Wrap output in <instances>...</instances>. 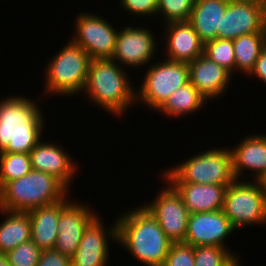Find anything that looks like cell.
<instances>
[{
	"label": "cell",
	"instance_id": "277c9868",
	"mask_svg": "<svg viewBox=\"0 0 266 266\" xmlns=\"http://www.w3.org/2000/svg\"><path fill=\"white\" fill-rule=\"evenodd\" d=\"M71 191L55 176L31 170L0 189V209L28 212L63 200Z\"/></svg>",
	"mask_w": 266,
	"mask_h": 266
},
{
	"label": "cell",
	"instance_id": "e575fe53",
	"mask_svg": "<svg viewBox=\"0 0 266 266\" xmlns=\"http://www.w3.org/2000/svg\"><path fill=\"white\" fill-rule=\"evenodd\" d=\"M0 266H10L6 253H0Z\"/></svg>",
	"mask_w": 266,
	"mask_h": 266
},
{
	"label": "cell",
	"instance_id": "484cf974",
	"mask_svg": "<svg viewBox=\"0 0 266 266\" xmlns=\"http://www.w3.org/2000/svg\"><path fill=\"white\" fill-rule=\"evenodd\" d=\"M32 170L30 154L0 153V189L8 182L21 178Z\"/></svg>",
	"mask_w": 266,
	"mask_h": 266
},
{
	"label": "cell",
	"instance_id": "cb8c5ba5",
	"mask_svg": "<svg viewBox=\"0 0 266 266\" xmlns=\"http://www.w3.org/2000/svg\"><path fill=\"white\" fill-rule=\"evenodd\" d=\"M207 100L199 93V91L190 83H186L172 93L166 102L156 111L161 112L166 118H181L195 114L202 108H205ZM205 106V107H204Z\"/></svg>",
	"mask_w": 266,
	"mask_h": 266
},
{
	"label": "cell",
	"instance_id": "44dd1931",
	"mask_svg": "<svg viewBox=\"0 0 266 266\" xmlns=\"http://www.w3.org/2000/svg\"><path fill=\"white\" fill-rule=\"evenodd\" d=\"M70 194L59 202L28 211L31 223V240L41 250L54 248L58 236L60 210L70 199Z\"/></svg>",
	"mask_w": 266,
	"mask_h": 266
},
{
	"label": "cell",
	"instance_id": "ffe728a7",
	"mask_svg": "<svg viewBox=\"0 0 266 266\" xmlns=\"http://www.w3.org/2000/svg\"><path fill=\"white\" fill-rule=\"evenodd\" d=\"M170 184L179 193L190 214L223 210L227 185L197 183Z\"/></svg>",
	"mask_w": 266,
	"mask_h": 266
},
{
	"label": "cell",
	"instance_id": "e0dca14e",
	"mask_svg": "<svg viewBox=\"0 0 266 266\" xmlns=\"http://www.w3.org/2000/svg\"><path fill=\"white\" fill-rule=\"evenodd\" d=\"M164 28L165 34L161 33L160 39L166 45L165 59L190 63L204 54V43L189 21L170 22Z\"/></svg>",
	"mask_w": 266,
	"mask_h": 266
},
{
	"label": "cell",
	"instance_id": "8d00e7d4",
	"mask_svg": "<svg viewBox=\"0 0 266 266\" xmlns=\"http://www.w3.org/2000/svg\"><path fill=\"white\" fill-rule=\"evenodd\" d=\"M260 182L262 183V187L266 196V176Z\"/></svg>",
	"mask_w": 266,
	"mask_h": 266
},
{
	"label": "cell",
	"instance_id": "7c38bea8",
	"mask_svg": "<svg viewBox=\"0 0 266 266\" xmlns=\"http://www.w3.org/2000/svg\"><path fill=\"white\" fill-rule=\"evenodd\" d=\"M266 32V0H229L217 38L234 40Z\"/></svg>",
	"mask_w": 266,
	"mask_h": 266
},
{
	"label": "cell",
	"instance_id": "4fadbf2b",
	"mask_svg": "<svg viewBox=\"0 0 266 266\" xmlns=\"http://www.w3.org/2000/svg\"><path fill=\"white\" fill-rule=\"evenodd\" d=\"M100 215L85 229L79 246L71 257V266H109V244L117 243V221L105 226Z\"/></svg>",
	"mask_w": 266,
	"mask_h": 266
},
{
	"label": "cell",
	"instance_id": "52a82bcc",
	"mask_svg": "<svg viewBox=\"0 0 266 266\" xmlns=\"http://www.w3.org/2000/svg\"><path fill=\"white\" fill-rule=\"evenodd\" d=\"M146 69L143 81L136 89V103H141L154 112L172 93L189 82L188 63L161 59L150 63Z\"/></svg>",
	"mask_w": 266,
	"mask_h": 266
},
{
	"label": "cell",
	"instance_id": "ac0fdd59",
	"mask_svg": "<svg viewBox=\"0 0 266 266\" xmlns=\"http://www.w3.org/2000/svg\"><path fill=\"white\" fill-rule=\"evenodd\" d=\"M189 82L207 101H215L225 96L229 84H232V74L224 67L211 61L202 54L188 63ZM222 95V96H221Z\"/></svg>",
	"mask_w": 266,
	"mask_h": 266
},
{
	"label": "cell",
	"instance_id": "d6a6232c",
	"mask_svg": "<svg viewBox=\"0 0 266 266\" xmlns=\"http://www.w3.org/2000/svg\"><path fill=\"white\" fill-rule=\"evenodd\" d=\"M37 266H71V258L54 249L42 250Z\"/></svg>",
	"mask_w": 266,
	"mask_h": 266
},
{
	"label": "cell",
	"instance_id": "6da1fadb",
	"mask_svg": "<svg viewBox=\"0 0 266 266\" xmlns=\"http://www.w3.org/2000/svg\"><path fill=\"white\" fill-rule=\"evenodd\" d=\"M140 205L116 216L117 243L142 266H163L173 242L152 214Z\"/></svg>",
	"mask_w": 266,
	"mask_h": 266
},
{
	"label": "cell",
	"instance_id": "30bf717a",
	"mask_svg": "<svg viewBox=\"0 0 266 266\" xmlns=\"http://www.w3.org/2000/svg\"><path fill=\"white\" fill-rule=\"evenodd\" d=\"M133 25L127 24L119 30L111 59L126 69H144L151 60L153 62L156 51L159 53L157 43L160 38L155 37L154 32L146 26Z\"/></svg>",
	"mask_w": 266,
	"mask_h": 266
},
{
	"label": "cell",
	"instance_id": "2e32d148",
	"mask_svg": "<svg viewBox=\"0 0 266 266\" xmlns=\"http://www.w3.org/2000/svg\"><path fill=\"white\" fill-rule=\"evenodd\" d=\"M60 145L41 139L29 153L32 169L55 176L70 190L80 166L74 161L75 158H71L70 152Z\"/></svg>",
	"mask_w": 266,
	"mask_h": 266
},
{
	"label": "cell",
	"instance_id": "5b68a950",
	"mask_svg": "<svg viewBox=\"0 0 266 266\" xmlns=\"http://www.w3.org/2000/svg\"><path fill=\"white\" fill-rule=\"evenodd\" d=\"M59 51V52H58ZM45 65L43 98L47 95L72 97L83 93L91 62L89 54L70 39Z\"/></svg>",
	"mask_w": 266,
	"mask_h": 266
},
{
	"label": "cell",
	"instance_id": "83f0119b",
	"mask_svg": "<svg viewBox=\"0 0 266 266\" xmlns=\"http://www.w3.org/2000/svg\"><path fill=\"white\" fill-rule=\"evenodd\" d=\"M221 246H195L194 266H227L236 256L237 252ZM233 252V253H232Z\"/></svg>",
	"mask_w": 266,
	"mask_h": 266
},
{
	"label": "cell",
	"instance_id": "ba28073f",
	"mask_svg": "<svg viewBox=\"0 0 266 266\" xmlns=\"http://www.w3.org/2000/svg\"><path fill=\"white\" fill-rule=\"evenodd\" d=\"M235 180L225 191L223 212L237 230L266 225V196L260 181Z\"/></svg>",
	"mask_w": 266,
	"mask_h": 266
},
{
	"label": "cell",
	"instance_id": "9c48e42d",
	"mask_svg": "<svg viewBox=\"0 0 266 266\" xmlns=\"http://www.w3.org/2000/svg\"><path fill=\"white\" fill-rule=\"evenodd\" d=\"M75 18L73 43L82 47L91 59L112 58L119 27L103 16L80 12Z\"/></svg>",
	"mask_w": 266,
	"mask_h": 266
},
{
	"label": "cell",
	"instance_id": "4dcf8cb0",
	"mask_svg": "<svg viewBox=\"0 0 266 266\" xmlns=\"http://www.w3.org/2000/svg\"><path fill=\"white\" fill-rule=\"evenodd\" d=\"M194 246L185 242H173L163 266H194Z\"/></svg>",
	"mask_w": 266,
	"mask_h": 266
},
{
	"label": "cell",
	"instance_id": "8fae6325",
	"mask_svg": "<svg viewBox=\"0 0 266 266\" xmlns=\"http://www.w3.org/2000/svg\"><path fill=\"white\" fill-rule=\"evenodd\" d=\"M161 180L164 183L167 182L166 187L157 191L155 200L152 199L151 202L148 201L142 205L157 220L172 242H185L190 212L176 189L164 178Z\"/></svg>",
	"mask_w": 266,
	"mask_h": 266
},
{
	"label": "cell",
	"instance_id": "9a60e30c",
	"mask_svg": "<svg viewBox=\"0 0 266 266\" xmlns=\"http://www.w3.org/2000/svg\"><path fill=\"white\" fill-rule=\"evenodd\" d=\"M237 231L223 210L191 213L185 243L192 246H221L229 249L226 238Z\"/></svg>",
	"mask_w": 266,
	"mask_h": 266
},
{
	"label": "cell",
	"instance_id": "603a6c76",
	"mask_svg": "<svg viewBox=\"0 0 266 266\" xmlns=\"http://www.w3.org/2000/svg\"><path fill=\"white\" fill-rule=\"evenodd\" d=\"M0 253H7L21 243L31 240V223L28 212L0 209Z\"/></svg>",
	"mask_w": 266,
	"mask_h": 266
},
{
	"label": "cell",
	"instance_id": "7a4b0ae2",
	"mask_svg": "<svg viewBox=\"0 0 266 266\" xmlns=\"http://www.w3.org/2000/svg\"><path fill=\"white\" fill-rule=\"evenodd\" d=\"M33 99L18 94L0 99V153L29 154L43 138L47 117Z\"/></svg>",
	"mask_w": 266,
	"mask_h": 266
},
{
	"label": "cell",
	"instance_id": "d590c367",
	"mask_svg": "<svg viewBox=\"0 0 266 266\" xmlns=\"http://www.w3.org/2000/svg\"><path fill=\"white\" fill-rule=\"evenodd\" d=\"M239 256H236L227 266H242L240 262H242Z\"/></svg>",
	"mask_w": 266,
	"mask_h": 266
},
{
	"label": "cell",
	"instance_id": "8992f818",
	"mask_svg": "<svg viewBox=\"0 0 266 266\" xmlns=\"http://www.w3.org/2000/svg\"><path fill=\"white\" fill-rule=\"evenodd\" d=\"M202 151L163 172L160 171V177L169 183L231 185L236 178L228 146L212 147Z\"/></svg>",
	"mask_w": 266,
	"mask_h": 266
},
{
	"label": "cell",
	"instance_id": "7402d4cb",
	"mask_svg": "<svg viewBox=\"0 0 266 266\" xmlns=\"http://www.w3.org/2000/svg\"><path fill=\"white\" fill-rule=\"evenodd\" d=\"M228 3L229 0H196L189 22L204 44L217 38Z\"/></svg>",
	"mask_w": 266,
	"mask_h": 266
},
{
	"label": "cell",
	"instance_id": "f546056e",
	"mask_svg": "<svg viewBox=\"0 0 266 266\" xmlns=\"http://www.w3.org/2000/svg\"><path fill=\"white\" fill-rule=\"evenodd\" d=\"M42 250L32 240L6 253L10 266H37Z\"/></svg>",
	"mask_w": 266,
	"mask_h": 266
},
{
	"label": "cell",
	"instance_id": "d6986e66",
	"mask_svg": "<svg viewBox=\"0 0 266 266\" xmlns=\"http://www.w3.org/2000/svg\"><path fill=\"white\" fill-rule=\"evenodd\" d=\"M242 139L233 148L229 147L235 178L243 180L244 172L250 171L251 180L261 181L266 176V135L256 133Z\"/></svg>",
	"mask_w": 266,
	"mask_h": 266
},
{
	"label": "cell",
	"instance_id": "836d02e7",
	"mask_svg": "<svg viewBox=\"0 0 266 266\" xmlns=\"http://www.w3.org/2000/svg\"><path fill=\"white\" fill-rule=\"evenodd\" d=\"M254 76L261 82L266 84V46L262 49L258 59L256 60L253 69L248 74Z\"/></svg>",
	"mask_w": 266,
	"mask_h": 266
},
{
	"label": "cell",
	"instance_id": "3957f363",
	"mask_svg": "<svg viewBox=\"0 0 266 266\" xmlns=\"http://www.w3.org/2000/svg\"><path fill=\"white\" fill-rule=\"evenodd\" d=\"M126 70L111 58L92 59L83 96L110 115L123 116L137 105V88Z\"/></svg>",
	"mask_w": 266,
	"mask_h": 266
},
{
	"label": "cell",
	"instance_id": "1f68e13d",
	"mask_svg": "<svg viewBox=\"0 0 266 266\" xmlns=\"http://www.w3.org/2000/svg\"><path fill=\"white\" fill-rule=\"evenodd\" d=\"M121 4L120 8L134 17H153L157 16L158 0H118Z\"/></svg>",
	"mask_w": 266,
	"mask_h": 266
},
{
	"label": "cell",
	"instance_id": "d4e9b609",
	"mask_svg": "<svg viewBox=\"0 0 266 266\" xmlns=\"http://www.w3.org/2000/svg\"><path fill=\"white\" fill-rule=\"evenodd\" d=\"M265 46L266 32H255L235 38L233 40L235 73L241 72L248 76Z\"/></svg>",
	"mask_w": 266,
	"mask_h": 266
},
{
	"label": "cell",
	"instance_id": "5bb4252c",
	"mask_svg": "<svg viewBox=\"0 0 266 266\" xmlns=\"http://www.w3.org/2000/svg\"><path fill=\"white\" fill-rule=\"evenodd\" d=\"M85 203L70 199L60 210L58 236L53 249L70 258L75 254L85 229L99 215L96 209L94 211Z\"/></svg>",
	"mask_w": 266,
	"mask_h": 266
},
{
	"label": "cell",
	"instance_id": "f1b7e54d",
	"mask_svg": "<svg viewBox=\"0 0 266 266\" xmlns=\"http://www.w3.org/2000/svg\"><path fill=\"white\" fill-rule=\"evenodd\" d=\"M196 0H158L157 17L164 25L170 22L189 21Z\"/></svg>",
	"mask_w": 266,
	"mask_h": 266
},
{
	"label": "cell",
	"instance_id": "4316f807",
	"mask_svg": "<svg viewBox=\"0 0 266 266\" xmlns=\"http://www.w3.org/2000/svg\"><path fill=\"white\" fill-rule=\"evenodd\" d=\"M204 55L211 61L224 67L232 75L235 73L233 40L219 39L204 44Z\"/></svg>",
	"mask_w": 266,
	"mask_h": 266
}]
</instances>
